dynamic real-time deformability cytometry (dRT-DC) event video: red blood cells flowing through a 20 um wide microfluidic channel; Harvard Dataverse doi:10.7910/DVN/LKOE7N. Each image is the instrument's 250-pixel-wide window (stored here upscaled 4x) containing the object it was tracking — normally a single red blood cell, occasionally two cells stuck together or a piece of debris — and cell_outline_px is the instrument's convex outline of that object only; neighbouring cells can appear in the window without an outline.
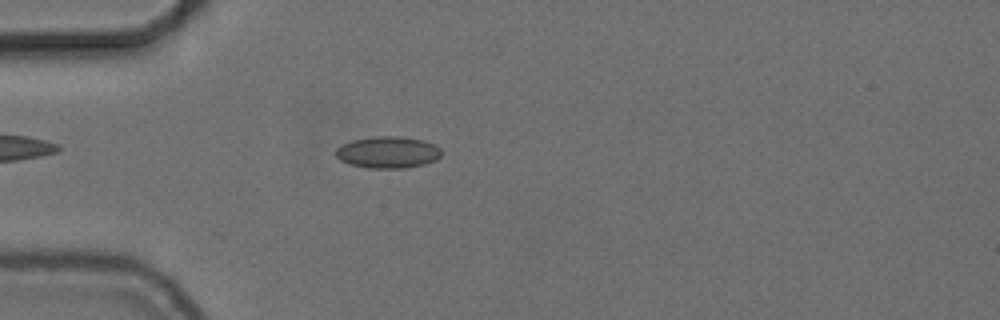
{"species": "common noctule bat (a hibernating species)", "species_latin": "Nyctalus noctula", "temperature_condition": "cold", "stored_images_in_passage": 46, "camera_frame_rate_fps": 3000, "um_per_image_px": 0.085, "animal": {"sex": "female", "body_mass_g": 24.6, "forearm_length_mm": 56.2}, "frame": {"image": 1, "passage_image": 7, "time_ms": 2.0, "image_size_px": [1000, 320], "cell_outline_px": [[440, 156], [436, 160], [424, 164], [404, 168], [368, 168], [348, 164], [340, 160], [336, 156], [336, 148], [340, 144], [352, 140], [376, 136], [400, 136], [424, 140], [436, 144], [440, 148]], "centroid_in_image_um": [32.96, 12.94], "position_along_channel_um": 52.0, "area_um2": 19.71}}
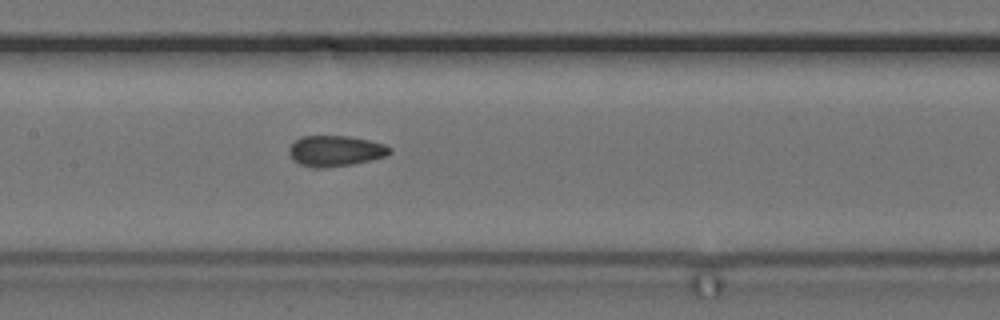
{"frame": {"image": 2, "passage_image": 18, "time_ms": 5.667, "image_size_px": [1000, 320], "cell_outline_px": [[392, 152], [388, 156], [352, 164], [324, 168], [316, 168], [300, 164], [292, 156], [292, 144], [296, 140], [304, 136], [348, 136], [368, 140], [384, 144], [392, 148]], "centroid_in_image_um": [28.6, 12.83], "position_along_channel_um": 178.8, "area_um2": 17.69}}
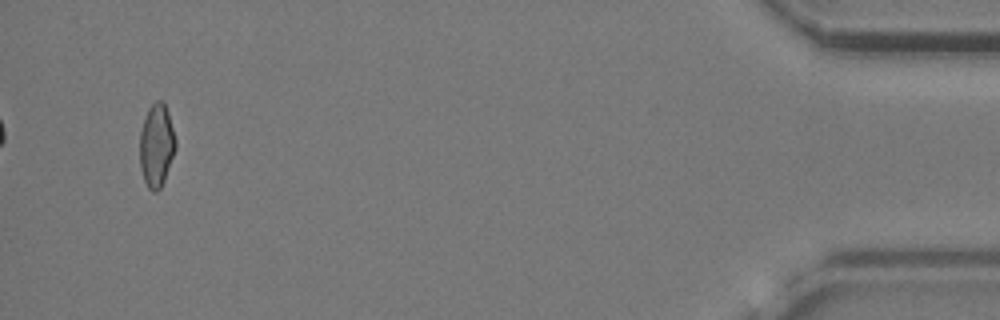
{"frame": {"image": 3, "passage_image": 44, "time_ms": 14.333, "image_size_px": [1000, 320], "cell_outline_px": [[176, 148], [164, 180], [160, 188], [156, 192], [152, 192], [148, 188], [144, 180], [140, 168], [140, 132], [148, 108], [156, 100], [164, 100], [168, 112], [176, 140]], "centroid_in_image_um": [13.3, 12.35], "position_along_channel_um": 421.9, "area_um2": 17.34}, "authors_computed_cell_mechanics": {"area_um2": 17.7446, "velocity_mm_per_s": 3.7327, "shape_relaxation_time_tau1_ms": null, "shape_relaxation_time_tau2_ms": 1.9217, "deformation_change_tau1": null, "deformation_change_tau2": 0.0572}}